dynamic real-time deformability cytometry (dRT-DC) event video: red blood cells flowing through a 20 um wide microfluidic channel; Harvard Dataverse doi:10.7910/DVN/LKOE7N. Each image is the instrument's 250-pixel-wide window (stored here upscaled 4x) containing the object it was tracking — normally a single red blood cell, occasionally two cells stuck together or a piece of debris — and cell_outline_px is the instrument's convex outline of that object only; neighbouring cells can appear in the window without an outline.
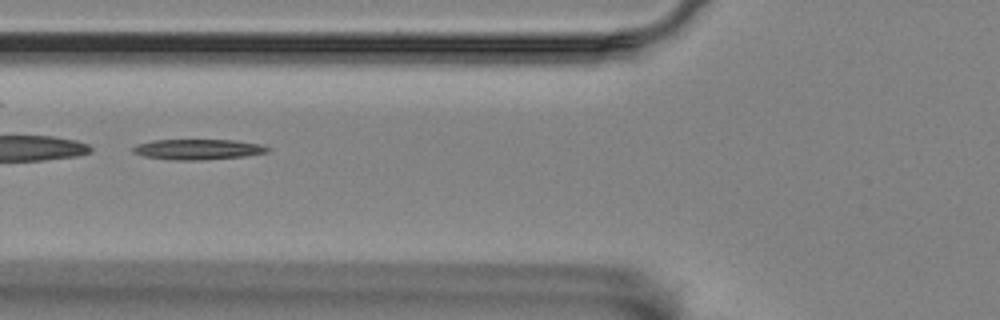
{"species": "Egyptian fruit bat (a non-hibernating species)", "species_latin": "Rousettus aegyptiacus", "temperature_condition": "room temperature", "stored_images_in_passage": 16, "camera_frame_rate_fps": 3000, "um_per_image_px": 0.085, "animal": {"sex": "female"}, "frame": {"image": 1, "passage_image": 6, "time_ms": 1.667, "image_size_px": [1000, 320], "cell_outline_px": [[272, 148], [268, 152], [244, 156], [200, 160], [172, 160], [144, 156], [132, 152], [132, 148], [136, 144], [152, 140], [236, 140], [260, 144]], "centroid_in_image_um": [16.82, 12.69], "position_along_channel_um": 109.0, "area_um2": 16.07}}